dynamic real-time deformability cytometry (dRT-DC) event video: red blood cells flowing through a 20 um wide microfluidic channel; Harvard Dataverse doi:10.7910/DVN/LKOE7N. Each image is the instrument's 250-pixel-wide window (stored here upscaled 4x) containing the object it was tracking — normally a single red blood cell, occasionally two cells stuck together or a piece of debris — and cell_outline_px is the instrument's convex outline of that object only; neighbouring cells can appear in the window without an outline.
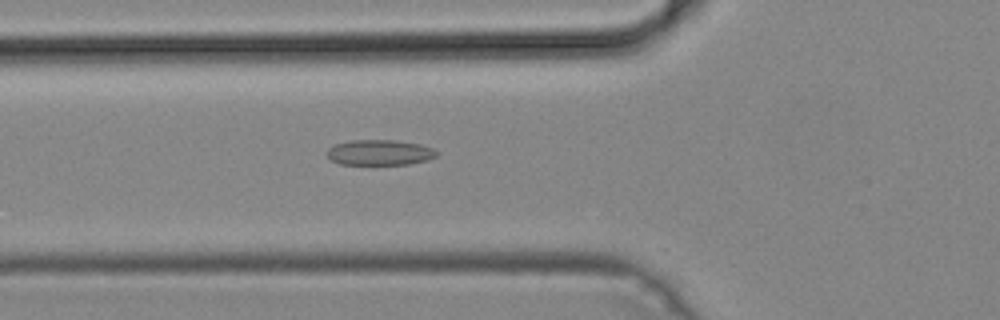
{"species": "common noctule bat (a hibernating species)", "species_latin": "Nyctalus noctula", "temperature_condition": "cold", "stored_images_in_passage": 46, "camera_frame_rate_fps": 3000, "um_per_image_px": 0.085, "animal": {"sex": "male", "body_mass_g": 19.2, "forearm_length_mm": 51.8}, "frame": {"image": 1, "passage_image": 14, "time_ms": 4.333, "image_size_px": [1000, 320], "cell_outline_px": [[440, 152], [436, 156], [428, 160], [408, 164], [340, 164], [332, 160], [324, 152], [328, 148], [336, 144], [352, 140], [396, 140], [420, 144], [432, 148]], "centroid_in_image_um": [32.28, 12.96], "position_along_channel_um": 93.5, "area_um2": 16.3}}
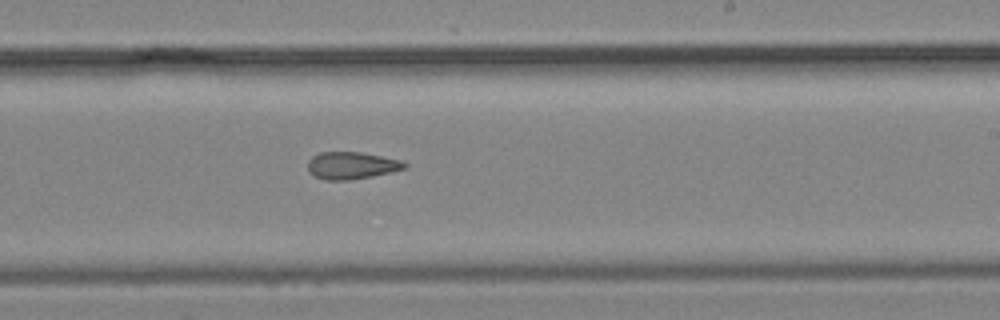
{"frame": {"image": 2, "passage_image": 26, "time_ms": 8.333, "image_size_px": [1000, 320], "cell_outline_px": [[408, 164], [404, 168], [392, 172], [372, 176], [348, 180], [324, 180], [308, 172], [308, 160], [312, 156], [320, 152], [360, 152], [404, 160]], "centroid_in_image_um": [29.89, 14.06], "position_along_channel_um": 259.1, "area_um2": 15.43}}
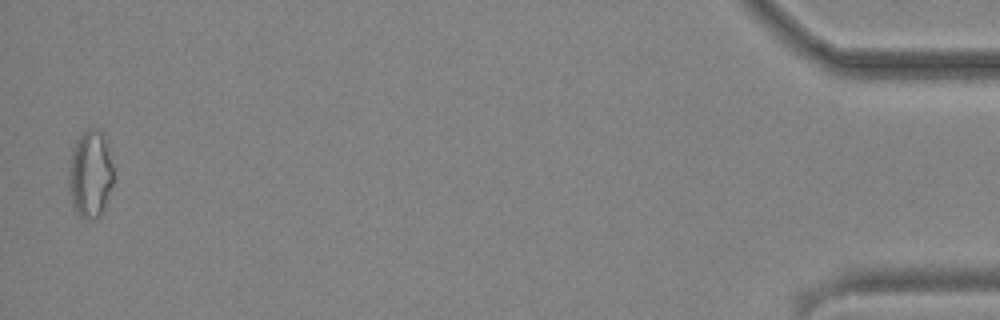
{"frame": {"image": 3, "passage_image": 45, "time_ms": 14.667, "image_size_px": [1000, 320], "cell_outline_px": [[112, 184], [104, 208], [100, 216], [80, 216], [72, 208], [68, 188], [68, 168], [72, 148], [76, 140], [88, 128], [96, 128], [104, 132], [108, 144], [112, 164]], "centroid_in_image_um": [7.65, 14.73], "position_along_channel_um": 427.6, "area_um2": 22.95}}